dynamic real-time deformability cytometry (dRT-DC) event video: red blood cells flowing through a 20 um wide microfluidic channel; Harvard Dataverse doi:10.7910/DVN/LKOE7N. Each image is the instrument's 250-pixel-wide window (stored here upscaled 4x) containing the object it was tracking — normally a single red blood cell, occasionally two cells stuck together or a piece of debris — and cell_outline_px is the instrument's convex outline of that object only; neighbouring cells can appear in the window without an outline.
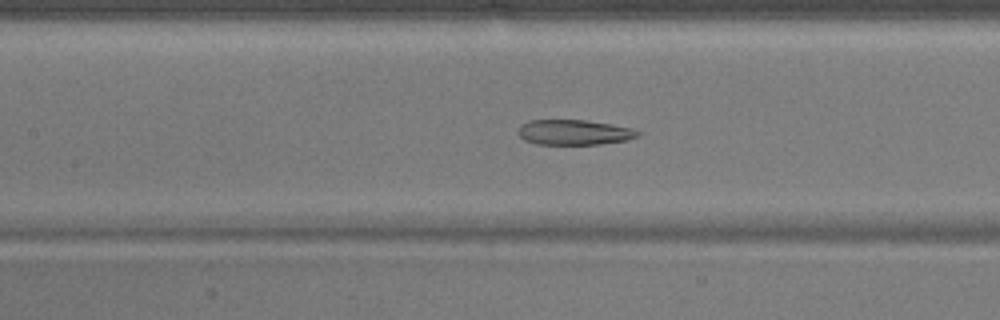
{"species": "common noctule bat (a hibernating species)", "species_latin": "Nyctalus noctula", "temperature_condition": "warm", "stored_images_in_passage": 16, "camera_frame_rate_fps": 3000, "um_per_image_px": 0.085, "animal": {"sex": "male", "body_mass_g": 17.9}, "frame": {"image": 1, "passage_image": 11, "time_ms": 3.333, "image_size_px": [1000, 320], "cell_outline_px": [[640, 136], [628, 140], [600, 144], [536, 144], [524, 140], [520, 136], [520, 124], [528, 120], [584, 120], [612, 124], [632, 128], [640, 132]], "centroid_in_image_um": [48.83, 11.24], "position_along_channel_um": 158.6, "area_um2": 17.57}}